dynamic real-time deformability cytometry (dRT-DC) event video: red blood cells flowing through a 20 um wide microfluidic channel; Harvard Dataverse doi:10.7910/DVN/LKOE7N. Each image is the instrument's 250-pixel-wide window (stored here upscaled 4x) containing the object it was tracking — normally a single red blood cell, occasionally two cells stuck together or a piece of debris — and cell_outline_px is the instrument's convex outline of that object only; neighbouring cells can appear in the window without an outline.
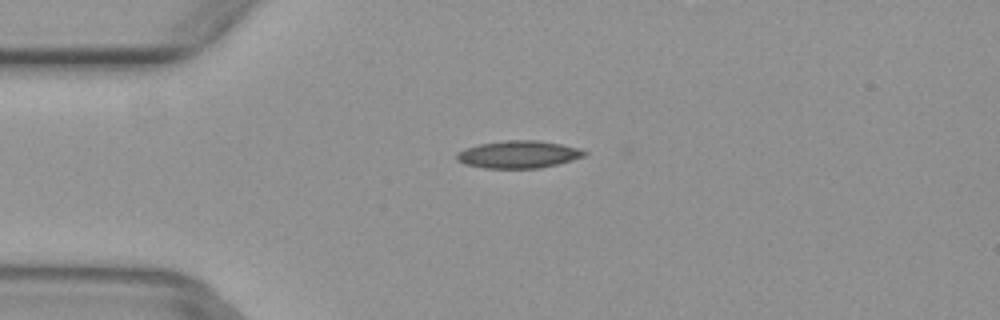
{"species": "common noctule bat (a hibernating species)", "species_latin": "Nyctalus noctula", "temperature_condition": "warm", "stored_images_in_passage": 7, "camera_frame_rate_fps": 3000, "um_per_image_px": 0.085, "animal": {"sex": "female", "body_mass_g": 29.2, "forearm_length_mm": 56.3}, "frame": {"image": 1, "passage_image": 4, "time_ms": 1.0, "image_size_px": [1000, 320], "cell_outline_px": [[588, 152], [584, 156], [572, 160], [540, 168], [484, 168], [464, 164], [456, 160], [456, 152], [464, 148], [480, 144], [504, 140], [536, 140], [560, 144], [580, 148]], "centroid_in_image_um": [44.04, 13.12], "position_along_channel_um": 41.0, "area_um2": 20.46}}